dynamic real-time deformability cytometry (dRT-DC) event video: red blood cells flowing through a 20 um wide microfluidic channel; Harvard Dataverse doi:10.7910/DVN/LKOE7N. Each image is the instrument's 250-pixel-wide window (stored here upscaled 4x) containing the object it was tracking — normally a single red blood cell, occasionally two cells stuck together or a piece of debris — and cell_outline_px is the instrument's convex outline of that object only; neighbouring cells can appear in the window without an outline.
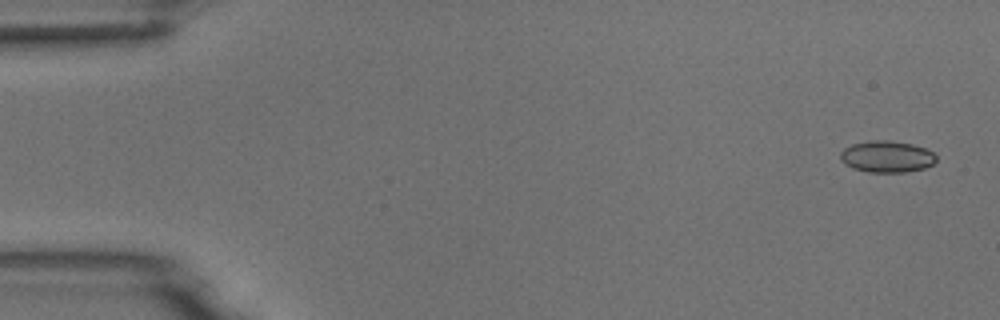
{"species": "common noctule bat (a hibernating species)", "species_latin": "Nyctalus noctula", "temperature_condition": "room temperature", "stored_images_in_passage": 10, "camera_frame_rate_fps": 3000, "um_per_image_px": 0.085, "animal": {"sex": "male", "body_mass_g": 18.8}, "frame": {"image": 1, "passage_image": 1, "time_ms": 0.0, "image_size_px": [1000, 320], "cell_outline_px": [[936, 160], [932, 164], [924, 168], [904, 172], [868, 172], [852, 168], [840, 160], [840, 152], [844, 148], [852, 144], [868, 140], [888, 140], [912, 144], [924, 148], [932, 152], [936, 156]], "centroid_in_image_um": [75.35, 13.31], "position_along_channel_um": 9.7, "area_um2": 17.63}}
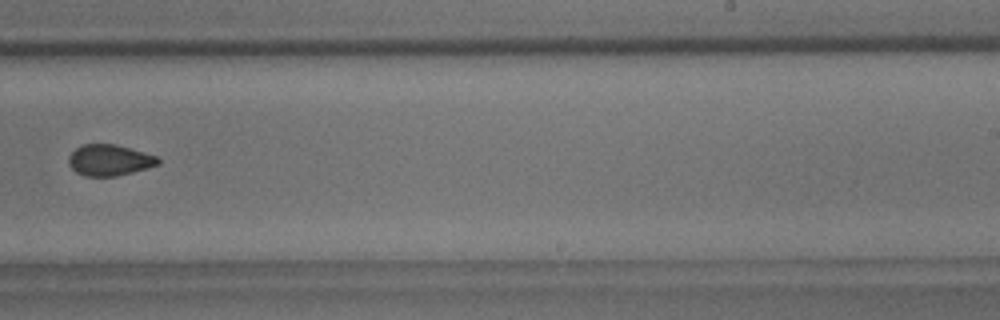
{"frame": {"image": 2, "passage_image": 10, "time_ms": 10.333, "image_size_px": [1000, 320], "cell_outline_px": [[160, 164], [132, 172], [116, 176], [84, 176], [76, 172], [68, 164], [68, 156], [80, 144], [116, 144], [156, 156], [160, 160]], "centroid_in_image_um": [9.27, 13.61], "position_along_channel_um": 279.7, "area_um2": 16.18}}